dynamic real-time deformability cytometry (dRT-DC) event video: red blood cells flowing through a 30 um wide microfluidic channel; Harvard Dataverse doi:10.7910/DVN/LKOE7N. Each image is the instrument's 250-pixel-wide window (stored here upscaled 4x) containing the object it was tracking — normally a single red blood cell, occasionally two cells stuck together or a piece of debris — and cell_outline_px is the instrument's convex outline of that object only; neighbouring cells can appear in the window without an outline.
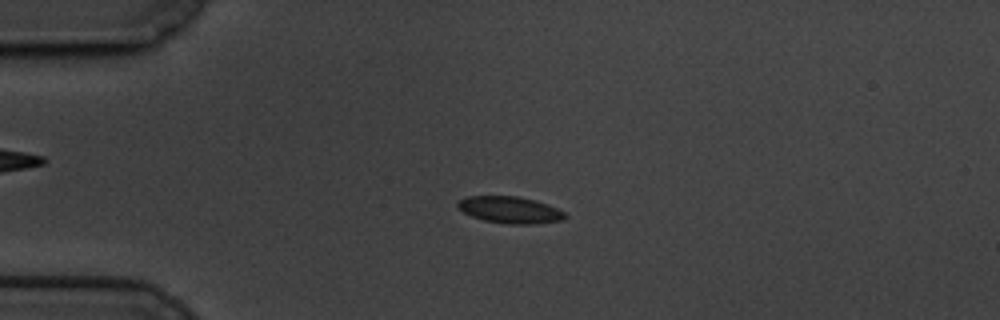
{"species": "common noctule bat (a hibernating species)", "species_latin": "Nyctalus noctula", "temperature_condition": "cold", "stored_images_in_passage": 53, "camera_frame_rate_fps": 3000, "um_per_image_px": 0.085, "animal": {"sex": "male", "body_mass_g": 19.5, "forearm_length_mm": 54.6}, "frame": {"image": 1, "passage_image": 8, "time_ms": 2.333, "image_size_px": [1000, 320], "cell_outline_px": [[568, 216], [560, 220], [536, 224], [508, 224], [484, 220], [472, 216], [456, 208], [456, 204], [460, 200], [468, 196], [516, 196], [536, 200], [548, 204], [564, 212]], "centroid_in_image_um": [43.34, 17.83], "position_along_channel_um": 41.7, "area_um2": 16.7}}
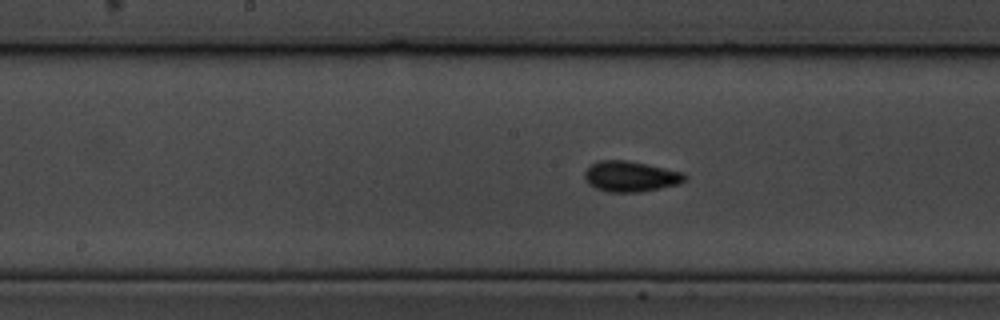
{"frame": {"image": 2, "passage_image": 24, "time_ms": 7.667, "image_size_px": [1000, 320], "cell_outline_px": [[688, 180], [680, 184], [640, 192], [608, 192], [596, 188], [588, 184], [584, 180], [584, 172], [592, 164], [600, 160], [628, 160], [648, 164], [684, 172], [688, 176]], "centroid_in_image_um": [53.64, 14.99], "position_along_channel_um": 194.6, "area_um2": 18.15}}
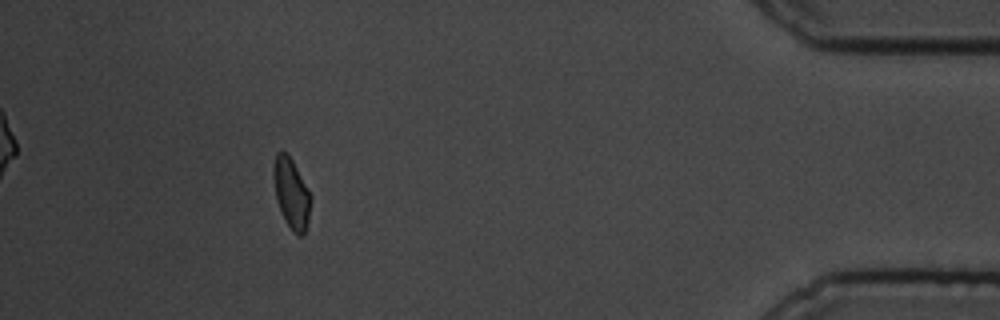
{"frame": {"image": 3, "passage_image": 48, "time_ms": 15.667, "image_size_px": [1000, 320], "cell_outline_px": [[312, 196], [308, 220], [304, 236], [300, 236], [284, 220], [276, 200], [272, 176], [272, 168], [276, 152], [280, 148], [288, 152]], "centroid_in_image_um": [24.74, 16.35], "position_along_channel_um": 410.5, "area_um2": 15.55}, "authors_computed_cell_mechanics": {"area_um2": 16.2418, "velocity_mm_per_s": 3.3623, "shape_relaxation_time_tau1_ms": 3.3848, "shape_relaxation_time_tau2_ms": 2.362, "deformation_change_tau1": 0.0952, "deformation_change_tau2": 0.0501}}